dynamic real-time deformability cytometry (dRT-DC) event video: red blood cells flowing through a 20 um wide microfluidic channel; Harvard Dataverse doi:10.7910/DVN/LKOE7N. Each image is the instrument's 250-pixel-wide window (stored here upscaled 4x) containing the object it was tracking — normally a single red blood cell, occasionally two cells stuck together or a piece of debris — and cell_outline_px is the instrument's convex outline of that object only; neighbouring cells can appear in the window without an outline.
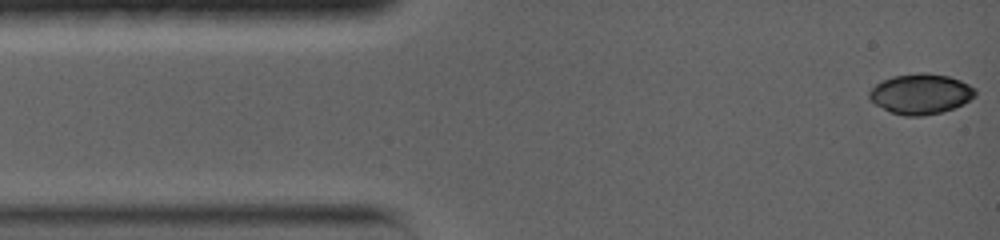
{"species": "common noctule bat (a hibernating species)", "species_latin": "Nyctalus noctula", "temperature_condition": "warm", "stored_images_in_passage": 4, "camera_frame_rate_fps": 5000, "um_per_image_px": 0.085, "animal": {"sex": "female", "body_mass_g": 19.0, "forearm_length_mm": 56.7}, "frame": {"image": 1, "passage_image": 1, "time_ms": 0.0, "image_size_px": [1000, 240], "cell_outline_px": [[976, 96], [964, 104], [940, 112], [924, 116], [904, 116], [892, 112], [876, 104], [868, 96], [868, 92], [876, 84], [892, 76], [920, 72], [928, 72], [948, 76], [960, 80], [976, 88]], "centroid_in_image_um": [78.29, 7.97], "position_along_channel_um": 6.7, "area_um2": 24.85}}
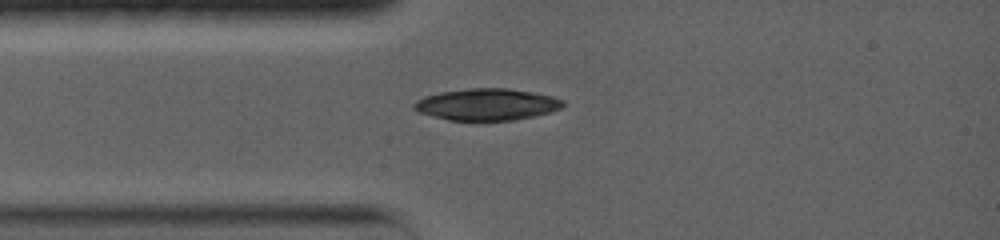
{"frame": {"image": 2, "passage_image": 4, "time_ms": 3.0, "image_size_px": [1000, 240], "cell_outline_px": [[564, 104], [560, 108], [548, 112], [532, 116], [512, 120], [448, 120], [432, 116], [420, 112], [412, 108], [412, 104], [416, 100], [424, 96], [440, 92], [468, 88], [508, 88], [532, 92], [552, 96], [564, 100]], "centroid_in_image_um": [41.34, 8.86], "position_along_channel_um": 43.7, "area_um2": 27.4}}